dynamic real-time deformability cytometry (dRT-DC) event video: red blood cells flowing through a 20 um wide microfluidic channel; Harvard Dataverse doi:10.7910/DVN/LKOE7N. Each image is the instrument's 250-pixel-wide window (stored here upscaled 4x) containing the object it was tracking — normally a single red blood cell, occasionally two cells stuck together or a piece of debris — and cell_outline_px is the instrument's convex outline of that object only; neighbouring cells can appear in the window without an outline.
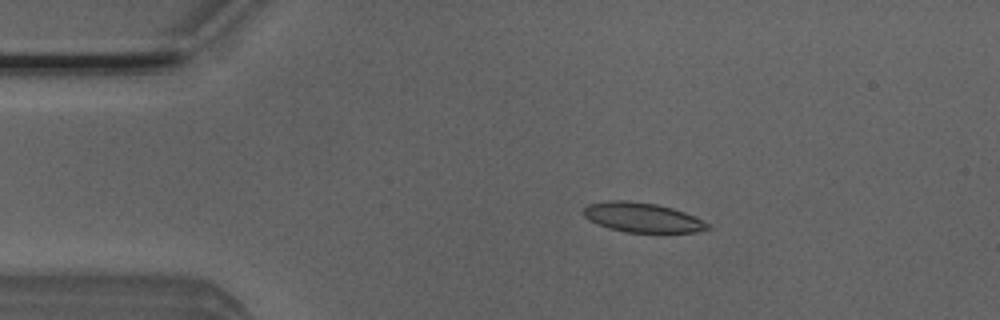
{"species": "Egyptian fruit bat (a non-hibernating species)", "species_latin": "Rousettus aegyptiacus", "temperature_condition": "room temperature", "stored_images_in_passage": 5, "camera_frame_rate_fps": 3000, "um_per_image_px": 0.085, "animal": {"sex": "male"}, "frame": {"image": 1, "passage_image": 2, "time_ms": 0.333, "image_size_px": [1000, 320], "cell_outline_px": [[712, 228], [696, 232], [624, 232], [608, 228], [596, 224], [588, 220], [584, 216], [584, 208], [588, 204], [608, 200], [628, 200], [656, 204], [672, 208], [684, 212], [708, 224]], "centroid_in_image_um": [54.54, 18.48], "position_along_channel_um": 30.5, "area_um2": 21.33}}
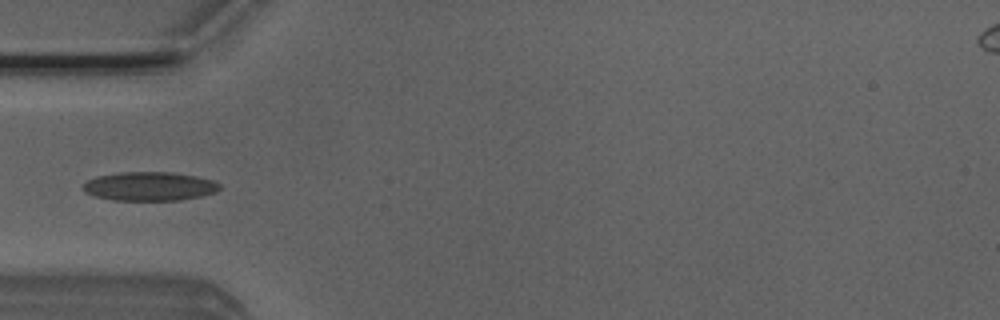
{"frame": {"image": 2, "passage_image": 4, "time_ms": 1.0, "image_size_px": [1000, 320], "cell_outline_px": [[220, 188], [216, 192], [204, 196], [180, 200], [112, 200], [96, 196], [84, 192], [80, 188], [88, 180], [96, 176], [120, 172], [172, 172], [196, 176], [212, 180], [220, 184]], "centroid_in_image_um": [12.71, 15.84], "position_along_channel_um": 72.3, "area_um2": 23.12}}